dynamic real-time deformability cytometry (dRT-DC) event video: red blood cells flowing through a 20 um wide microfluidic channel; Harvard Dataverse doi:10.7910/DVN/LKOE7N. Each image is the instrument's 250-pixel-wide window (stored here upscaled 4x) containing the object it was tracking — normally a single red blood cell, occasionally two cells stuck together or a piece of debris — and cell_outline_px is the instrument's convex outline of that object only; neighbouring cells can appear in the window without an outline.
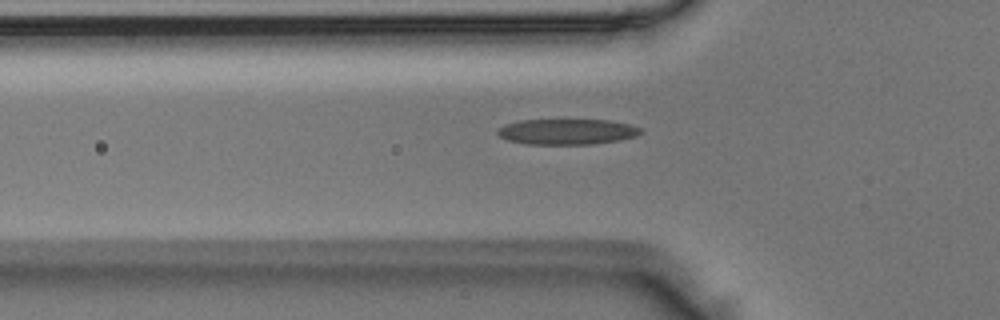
{"species": "Egyptian fruit bat (a non-hibernating species)", "species_latin": "Rousettus aegyptiacus", "temperature_condition": "room temperature", "stored_images_in_passage": 38, "camera_frame_rate_fps": 3000, "um_per_image_px": 0.085, "animal": {"sex": "male"}, "frame": {"image": 1, "passage_image": 8, "time_ms": 2.333, "image_size_px": [1000, 320], "cell_outline_px": [[640, 132], [636, 136], [620, 140], [592, 144], [528, 144], [508, 140], [500, 136], [496, 132], [504, 124], [520, 120], [560, 116], [612, 120], [632, 124], [640, 128]], "centroid_in_image_um": [48.2, 11.12], "position_along_channel_um": 77.6, "area_um2": 22.66}}
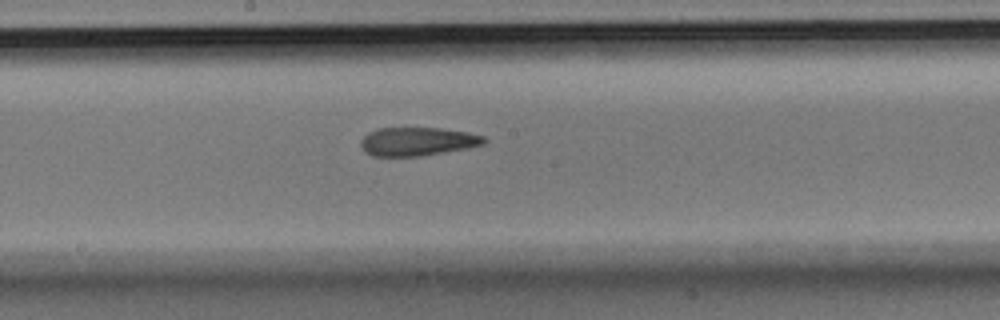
{"frame": {"image": 2, "passage_image": 18, "time_ms": 5.667, "image_size_px": [1000, 320], "cell_outline_px": [[488, 140], [484, 144], [468, 148], [420, 156], [372, 156], [364, 152], [360, 144], [360, 140], [368, 132], [376, 128], [440, 128], [468, 132], [484, 136]], "centroid_in_image_um": [35.47, 12.02], "position_along_channel_um": 212.7, "area_um2": 20.63}}
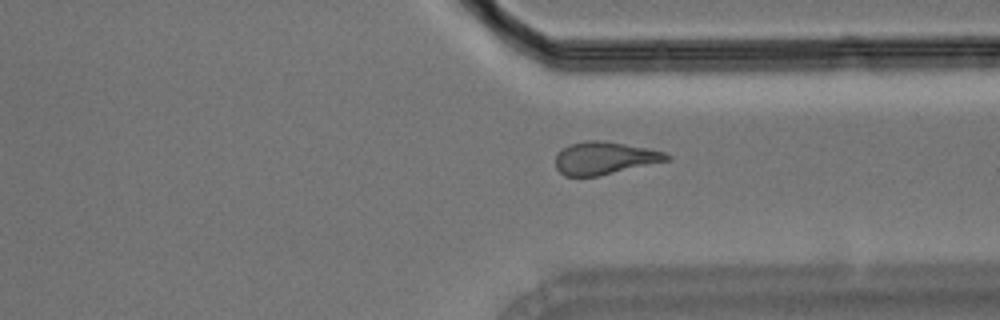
{"frame": {"image": 3, "passage_image": 29, "time_ms": 9.333, "image_size_px": [1000, 320], "cell_outline_px": [[672, 156], [668, 160], [596, 176], [564, 176], [556, 168], [556, 156], [568, 144], [588, 140], [604, 140], [648, 148], [664, 152]], "centroid_in_image_um": [51.37, 13.42], "position_along_channel_um": 360.0, "area_um2": 20.87}}